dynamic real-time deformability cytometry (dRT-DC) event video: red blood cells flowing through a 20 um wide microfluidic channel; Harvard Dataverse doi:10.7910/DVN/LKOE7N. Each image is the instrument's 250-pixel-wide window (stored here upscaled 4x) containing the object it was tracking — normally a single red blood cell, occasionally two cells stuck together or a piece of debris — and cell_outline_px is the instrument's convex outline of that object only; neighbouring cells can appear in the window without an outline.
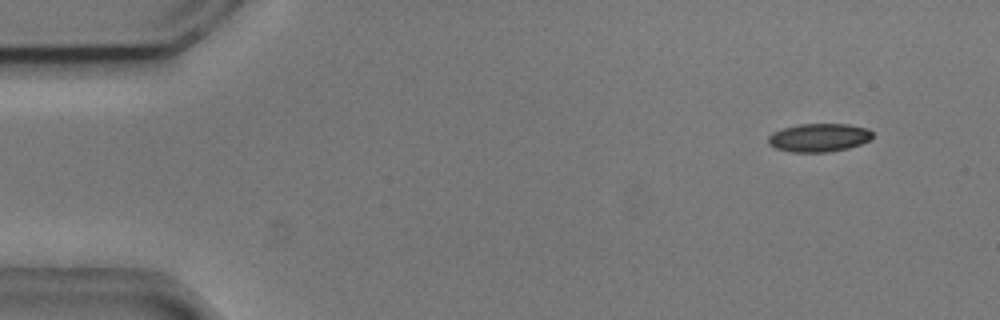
{"species": "common noctule bat (a hibernating species)", "species_latin": "Nyctalus noctula", "temperature_condition": "cold", "stored_images_in_passage": 5, "camera_frame_rate_fps": 3000, "um_per_image_px": 0.085, "animal": {"sex": "male", "body_mass_g": 20.5, "forearm_length_mm": 52.5}, "frame": {"image": 1, "passage_image": 2, "time_ms": 0.333, "image_size_px": [1000, 320], "cell_outline_px": [[872, 140], [848, 148], [828, 152], [792, 152], [776, 148], [768, 144], [768, 136], [772, 132], [784, 128], [800, 124], [848, 124], [868, 128], [872, 132]], "centroid_in_image_um": [69.62, 11.7], "position_along_channel_um": 15.4, "area_um2": 17.28}}